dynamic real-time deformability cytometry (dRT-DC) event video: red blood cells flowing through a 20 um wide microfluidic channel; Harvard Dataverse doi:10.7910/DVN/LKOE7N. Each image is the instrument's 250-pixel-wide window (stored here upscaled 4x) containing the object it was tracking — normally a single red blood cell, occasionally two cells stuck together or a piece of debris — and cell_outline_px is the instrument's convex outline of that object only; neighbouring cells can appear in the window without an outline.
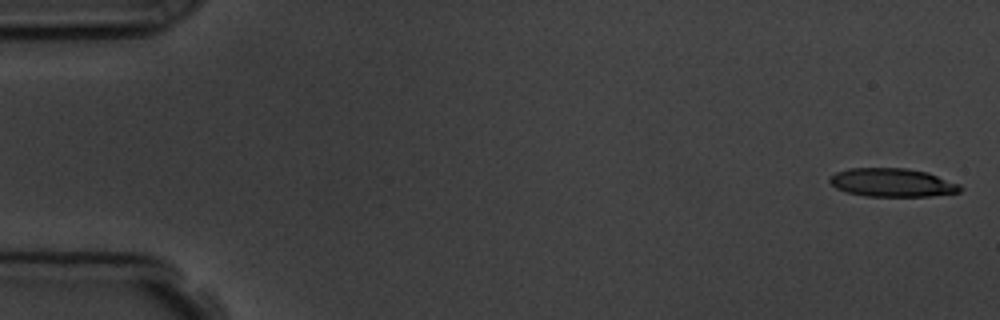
{"species": "common noctule bat (a hibernating species)", "species_latin": "Nyctalus noctula", "temperature_condition": "room temperature", "stored_images_in_passage": 5, "camera_frame_rate_fps": 3000, "um_per_image_px": 0.085, "animal": {"sex": "male", "body_mass_g": 19.5, "forearm_length_mm": 54.6}, "frame": {"image": 1, "passage_image": 1, "time_ms": 0.0, "image_size_px": [1000, 320], "cell_outline_px": [[964, 188], [960, 192], [928, 196], [864, 196], [848, 192], [836, 188], [828, 180], [836, 172], [848, 168], [908, 168], [928, 172], [960, 184]], "centroid_in_image_um": [75.87, 15.51], "position_along_channel_um": 9.1, "area_um2": 21.68}}
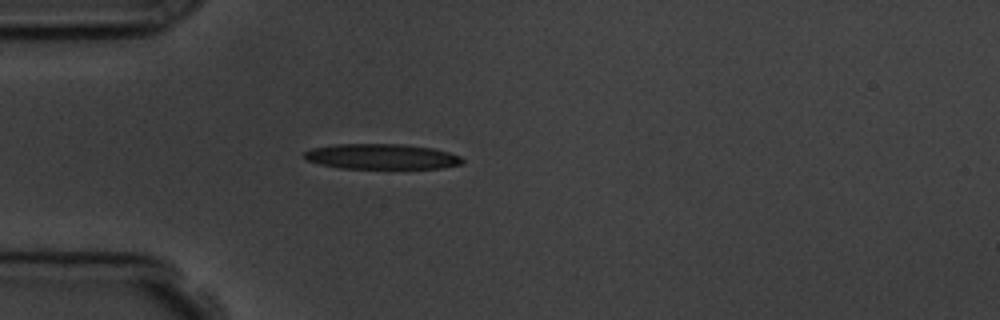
{"frame": {"image": 2, "passage_image": 5, "time_ms": 4.667, "image_size_px": [1000, 320], "cell_outline_px": [[464, 164], [444, 168], [340, 168], [320, 164], [304, 160], [304, 152], [312, 148], [336, 144], [404, 144], [432, 148], [448, 152], [460, 156], [464, 160]], "centroid_in_image_um": [32.45, 13.31], "position_along_channel_um": 52.6, "area_um2": 23.41}}